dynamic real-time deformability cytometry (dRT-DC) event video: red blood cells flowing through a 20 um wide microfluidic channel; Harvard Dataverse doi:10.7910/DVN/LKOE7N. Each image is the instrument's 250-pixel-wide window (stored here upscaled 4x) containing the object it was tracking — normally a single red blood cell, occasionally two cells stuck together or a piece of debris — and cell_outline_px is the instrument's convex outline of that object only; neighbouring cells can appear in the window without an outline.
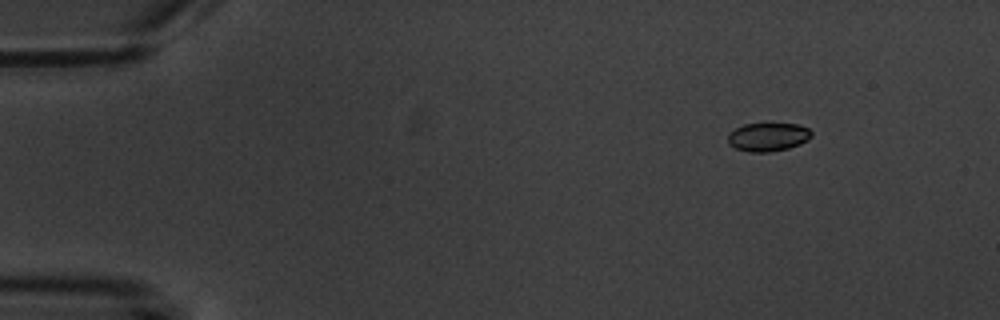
{"species": "common noctule bat (a hibernating species)", "species_latin": "Nyctalus noctula", "temperature_condition": "warm", "stored_images_in_passage": 5, "camera_frame_rate_fps": 3000, "um_per_image_px": 0.085, "animal": {"sex": "male", "body_mass_g": 20.1, "forearm_length_mm": 53.5}, "frame": {"image": 1, "passage_image": 1, "time_ms": 0.0, "image_size_px": [1000, 320], "cell_outline_px": [[812, 136], [808, 140], [800, 144], [788, 148], [768, 152], [748, 152], [736, 148], [728, 144], [728, 132], [744, 124], [796, 124], [808, 128], [812, 132]], "centroid_in_image_um": [65.27, 11.64], "position_along_channel_um": 19.7, "area_um2": 13.87}}
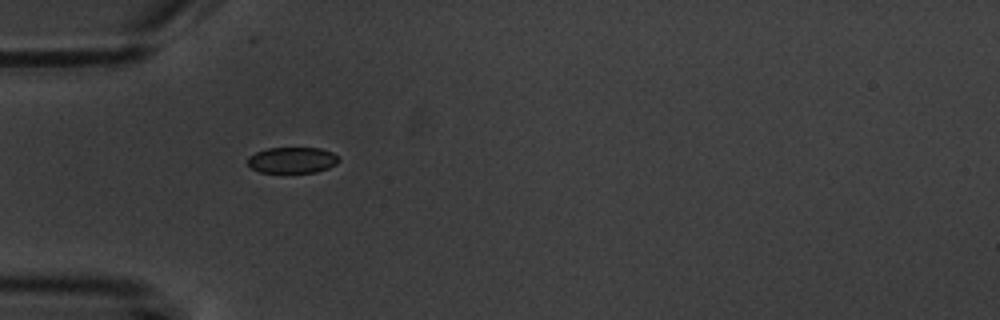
{"frame": {"image": 2, "passage_image": 4, "time_ms": 3.667, "image_size_px": [1000, 320], "cell_outline_px": [[340, 160], [336, 164], [328, 168], [316, 172], [260, 172], [252, 168], [248, 164], [248, 156], [256, 152], [268, 148], [320, 148], [332, 152], [340, 156]], "centroid_in_image_um": [24.87, 13.6], "position_along_channel_um": 60.1, "area_um2": 13.81}}